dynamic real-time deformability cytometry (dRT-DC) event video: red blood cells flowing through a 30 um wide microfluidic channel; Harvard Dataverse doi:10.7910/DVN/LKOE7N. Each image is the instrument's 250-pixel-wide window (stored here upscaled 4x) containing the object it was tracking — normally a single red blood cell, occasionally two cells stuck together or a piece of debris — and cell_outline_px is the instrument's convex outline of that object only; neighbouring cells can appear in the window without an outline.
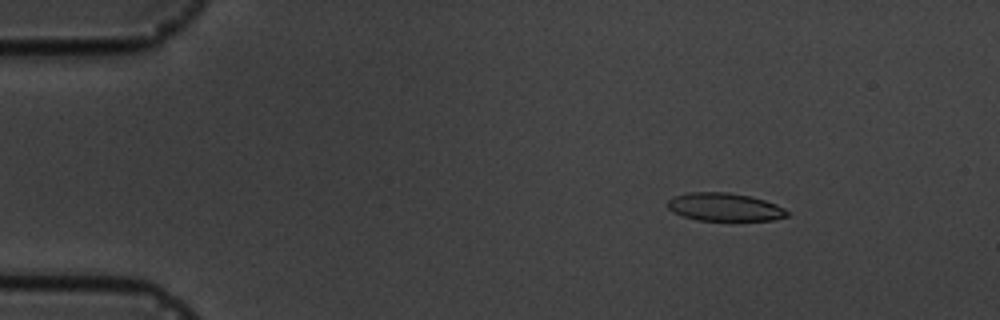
{"species": "common noctule bat (a hibernating species)", "species_latin": "Nyctalus noctula", "temperature_condition": "cold", "stored_images_in_passage": 4, "camera_frame_rate_fps": 3000, "um_per_image_px": 0.085, "animal": {"sex": "male", "body_mass_g": 19.5, "forearm_length_mm": 54.6}, "frame": {"image": 1, "passage_image": 2, "time_ms": 2.0, "image_size_px": [1000, 320], "cell_outline_px": [[792, 212], [788, 216], [772, 220], [696, 220], [672, 212], [668, 208], [668, 200], [672, 196], [688, 192], [728, 192], [752, 196], [776, 204]], "centroid_in_image_um": [61.6, 17.59], "position_along_channel_um": 23.4, "area_um2": 19.71}}